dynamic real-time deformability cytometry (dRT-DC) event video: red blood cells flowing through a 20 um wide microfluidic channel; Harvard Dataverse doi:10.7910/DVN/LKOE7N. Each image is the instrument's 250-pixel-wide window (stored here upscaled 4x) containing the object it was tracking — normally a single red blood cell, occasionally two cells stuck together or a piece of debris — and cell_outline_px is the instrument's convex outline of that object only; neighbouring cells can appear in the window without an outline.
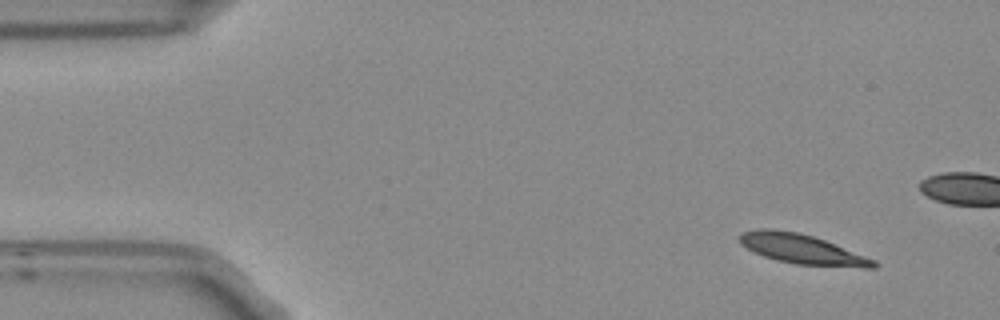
{"species": "Egyptian fruit bat (a non-hibernating species)", "species_latin": "Rousettus aegyptiacus", "temperature_condition": "room temperature", "stored_images_in_passage": 5, "camera_frame_rate_fps": 3000, "um_per_image_px": 0.085, "frame": {"image": 1, "passage_image": 1, "time_ms": 0.0, "image_size_px": [1000, 320], "cell_outline_px": [[880, 264], [876, 268], [864, 268], [796, 264], [764, 256], [740, 244], [740, 232], [760, 228], [772, 228], [796, 232], [812, 236], [824, 240], [876, 260]], "centroid_in_image_um": [68.2, 21.18], "position_along_channel_um": 16.8, "area_um2": 23.0}}